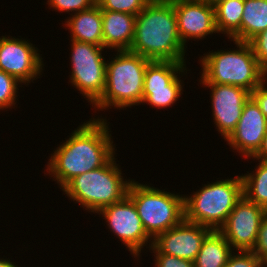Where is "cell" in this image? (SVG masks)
I'll use <instances>...</instances> for the list:
<instances>
[{
    "instance_id": "cell-1",
    "label": "cell",
    "mask_w": 267,
    "mask_h": 267,
    "mask_svg": "<svg viewBox=\"0 0 267 267\" xmlns=\"http://www.w3.org/2000/svg\"><path fill=\"white\" fill-rule=\"evenodd\" d=\"M105 119L84 122L54 151L47 172L62 189L75 176L104 166L115 148Z\"/></svg>"
},
{
    "instance_id": "cell-2",
    "label": "cell",
    "mask_w": 267,
    "mask_h": 267,
    "mask_svg": "<svg viewBox=\"0 0 267 267\" xmlns=\"http://www.w3.org/2000/svg\"><path fill=\"white\" fill-rule=\"evenodd\" d=\"M151 61L185 62L183 45L172 3L149 2L136 16L129 50Z\"/></svg>"
},
{
    "instance_id": "cell-3",
    "label": "cell",
    "mask_w": 267,
    "mask_h": 267,
    "mask_svg": "<svg viewBox=\"0 0 267 267\" xmlns=\"http://www.w3.org/2000/svg\"><path fill=\"white\" fill-rule=\"evenodd\" d=\"M237 50H218L203 54L201 83L234 85L250 93L264 80L267 72L258 64L249 43L233 40Z\"/></svg>"
},
{
    "instance_id": "cell-4",
    "label": "cell",
    "mask_w": 267,
    "mask_h": 267,
    "mask_svg": "<svg viewBox=\"0 0 267 267\" xmlns=\"http://www.w3.org/2000/svg\"><path fill=\"white\" fill-rule=\"evenodd\" d=\"M150 61L129 50L117 51L115 58L106 64L105 90L94 106L102 110L141 104L144 75Z\"/></svg>"
},
{
    "instance_id": "cell-5",
    "label": "cell",
    "mask_w": 267,
    "mask_h": 267,
    "mask_svg": "<svg viewBox=\"0 0 267 267\" xmlns=\"http://www.w3.org/2000/svg\"><path fill=\"white\" fill-rule=\"evenodd\" d=\"M131 182L132 180L124 181L113 156L104 166L75 176L62 190L89 212L98 213L101 209L122 201L127 196Z\"/></svg>"
},
{
    "instance_id": "cell-6",
    "label": "cell",
    "mask_w": 267,
    "mask_h": 267,
    "mask_svg": "<svg viewBox=\"0 0 267 267\" xmlns=\"http://www.w3.org/2000/svg\"><path fill=\"white\" fill-rule=\"evenodd\" d=\"M216 180L190 197L184 196L185 220L218 231L243 197L241 176Z\"/></svg>"
},
{
    "instance_id": "cell-7",
    "label": "cell",
    "mask_w": 267,
    "mask_h": 267,
    "mask_svg": "<svg viewBox=\"0 0 267 267\" xmlns=\"http://www.w3.org/2000/svg\"><path fill=\"white\" fill-rule=\"evenodd\" d=\"M127 196L135 204L144 230L153 240L185 219L182 195H175L132 180Z\"/></svg>"
},
{
    "instance_id": "cell-8",
    "label": "cell",
    "mask_w": 267,
    "mask_h": 267,
    "mask_svg": "<svg viewBox=\"0 0 267 267\" xmlns=\"http://www.w3.org/2000/svg\"><path fill=\"white\" fill-rule=\"evenodd\" d=\"M70 82L93 105L105 90L106 64L103 46L71 40Z\"/></svg>"
},
{
    "instance_id": "cell-9",
    "label": "cell",
    "mask_w": 267,
    "mask_h": 267,
    "mask_svg": "<svg viewBox=\"0 0 267 267\" xmlns=\"http://www.w3.org/2000/svg\"><path fill=\"white\" fill-rule=\"evenodd\" d=\"M185 62L150 61L146 67L143 84L142 104L165 108L174 104L183 91L177 73L186 70Z\"/></svg>"
},
{
    "instance_id": "cell-10",
    "label": "cell",
    "mask_w": 267,
    "mask_h": 267,
    "mask_svg": "<svg viewBox=\"0 0 267 267\" xmlns=\"http://www.w3.org/2000/svg\"><path fill=\"white\" fill-rule=\"evenodd\" d=\"M267 210L247 200L244 196L236 203L224 225L218 230L236 249L252 251Z\"/></svg>"
},
{
    "instance_id": "cell-11",
    "label": "cell",
    "mask_w": 267,
    "mask_h": 267,
    "mask_svg": "<svg viewBox=\"0 0 267 267\" xmlns=\"http://www.w3.org/2000/svg\"><path fill=\"white\" fill-rule=\"evenodd\" d=\"M98 214L103 215L111 232L118 236L135 258L140 255L141 248L152 240L144 230L135 204L128 196L101 209Z\"/></svg>"
},
{
    "instance_id": "cell-12",
    "label": "cell",
    "mask_w": 267,
    "mask_h": 267,
    "mask_svg": "<svg viewBox=\"0 0 267 267\" xmlns=\"http://www.w3.org/2000/svg\"><path fill=\"white\" fill-rule=\"evenodd\" d=\"M38 48L25 39L14 37L0 38V70L18 79L21 83H30L42 72L43 61ZM31 80V81H30Z\"/></svg>"
},
{
    "instance_id": "cell-13",
    "label": "cell",
    "mask_w": 267,
    "mask_h": 267,
    "mask_svg": "<svg viewBox=\"0 0 267 267\" xmlns=\"http://www.w3.org/2000/svg\"><path fill=\"white\" fill-rule=\"evenodd\" d=\"M211 89L212 116L218 131L227 139L236 129L242 115L244 104L251 97V93L234 85L202 83Z\"/></svg>"
},
{
    "instance_id": "cell-14",
    "label": "cell",
    "mask_w": 267,
    "mask_h": 267,
    "mask_svg": "<svg viewBox=\"0 0 267 267\" xmlns=\"http://www.w3.org/2000/svg\"><path fill=\"white\" fill-rule=\"evenodd\" d=\"M212 230L183 220L171 229L159 234L152 245L160 252L178 258L195 261L203 240Z\"/></svg>"
},
{
    "instance_id": "cell-15",
    "label": "cell",
    "mask_w": 267,
    "mask_h": 267,
    "mask_svg": "<svg viewBox=\"0 0 267 267\" xmlns=\"http://www.w3.org/2000/svg\"><path fill=\"white\" fill-rule=\"evenodd\" d=\"M267 131V118L259 106L250 97L244 104L242 115L236 129L225 140L229 146L242 153L245 158H251L261 146Z\"/></svg>"
},
{
    "instance_id": "cell-16",
    "label": "cell",
    "mask_w": 267,
    "mask_h": 267,
    "mask_svg": "<svg viewBox=\"0 0 267 267\" xmlns=\"http://www.w3.org/2000/svg\"><path fill=\"white\" fill-rule=\"evenodd\" d=\"M177 18L178 33L184 46L187 39H203L218 33L214 6L191 0L173 2Z\"/></svg>"
},
{
    "instance_id": "cell-17",
    "label": "cell",
    "mask_w": 267,
    "mask_h": 267,
    "mask_svg": "<svg viewBox=\"0 0 267 267\" xmlns=\"http://www.w3.org/2000/svg\"><path fill=\"white\" fill-rule=\"evenodd\" d=\"M103 47L116 51L130 50L135 31L136 16L127 13L101 10Z\"/></svg>"
},
{
    "instance_id": "cell-18",
    "label": "cell",
    "mask_w": 267,
    "mask_h": 267,
    "mask_svg": "<svg viewBox=\"0 0 267 267\" xmlns=\"http://www.w3.org/2000/svg\"><path fill=\"white\" fill-rule=\"evenodd\" d=\"M71 15L65 22L71 40L103 46L102 12L98 4Z\"/></svg>"
},
{
    "instance_id": "cell-19",
    "label": "cell",
    "mask_w": 267,
    "mask_h": 267,
    "mask_svg": "<svg viewBox=\"0 0 267 267\" xmlns=\"http://www.w3.org/2000/svg\"><path fill=\"white\" fill-rule=\"evenodd\" d=\"M219 231H211L203 240L194 261L195 267H224L234 252Z\"/></svg>"
},
{
    "instance_id": "cell-20",
    "label": "cell",
    "mask_w": 267,
    "mask_h": 267,
    "mask_svg": "<svg viewBox=\"0 0 267 267\" xmlns=\"http://www.w3.org/2000/svg\"><path fill=\"white\" fill-rule=\"evenodd\" d=\"M218 33L227 34L232 40L241 41V20L244 0H221L214 6Z\"/></svg>"
},
{
    "instance_id": "cell-21",
    "label": "cell",
    "mask_w": 267,
    "mask_h": 267,
    "mask_svg": "<svg viewBox=\"0 0 267 267\" xmlns=\"http://www.w3.org/2000/svg\"><path fill=\"white\" fill-rule=\"evenodd\" d=\"M265 29H267V0H244L241 41L248 43Z\"/></svg>"
},
{
    "instance_id": "cell-22",
    "label": "cell",
    "mask_w": 267,
    "mask_h": 267,
    "mask_svg": "<svg viewBox=\"0 0 267 267\" xmlns=\"http://www.w3.org/2000/svg\"><path fill=\"white\" fill-rule=\"evenodd\" d=\"M259 162L255 173L241 175L243 196L267 210V162Z\"/></svg>"
},
{
    "instance_id": "cell-23",
    "label": "cell",
    "mask_w": 267,
    "mask_h": 267,
    "mask_svg": "<svg viewBox=\"0 0 267 267\" xmlns=\"http://www.w3.org/2000/svg\"><path fill=\"white\" fill-rule=\"evenodd\" d=\"M149 3V0H97L101 10L127 13L137 16Z\"/></svg>"
},
{
    "instance_id": "cell-24",
    "label": "cell",
    "mask_w": 267,
    "mask_h": 267,
    "mask_svg": "<svg viewBox=\"0 0 267 267\" xmlns=\"http://www.w3.org/2000/svg\"><path fill=\"white\" fill-rule=\"evenodd\" d=\"M18 84L22 83L15 77L0 70V110L10 108L16 104Z\"/></svg>"
},
{
    "instance_id": "cell-25",
    "label": "cell",
    "mask_w": 267,
    "mask_h": 267,
    "mask_svg": "<svg viewBox=\"0 0 267 267\" xmlns=\"http://www.w3.org/2000/svg\"><path fill=\"white\" fill-rule=\"evenodd\" d=\"M48 5L61 12H80L97 4V0H48Z\"/></svg>"
},
{
    "instance_id": "cell-26",
    "label": "cell",
    "mask_w": 267,
    "mask_h": 267,
    "mask_svg": "<svg viewBox=\"0 0 267 267\" xmlns=\"http://www.w3.org/2000/svg\"><path fill=\"white\" fill-rule=\"evenodd\" d=\"M258 64L267 72V29L253 37L249 42Z\"/></svg>"
},
{
    "instance_id": "cell-27",
    "label": "cell",
    "mask_w": 267,
    "mask_h": 267,
    "mask_svg": "<svg viewBox=\"0 0 267 267\" xmlns=\"http://www.w3.org/2000/svg\"><path fill=\"white\" fill-rule=\"evenodd\" d=\"M149 247L153 253L156 254L155 256V266L156 267H195V263L193 261L178 258L173 255L160 253L153 245L152 241L149 243Z\"/></svg>"
},
{
    "instance_id": "cell-28",
    "label": "cell",
    "mask_w": 267,
    "mask_h": 267,
    "mask_svg": "<svg viewBox=\"0 0 267 267\" xmlns=\"http://www.w3.org/2000/svg\"><path fill=\"white\" fill-rule=\"evenodd\" d=\"M231 254L224 267H258L260 259L252 251H237Z\"/></svg>"
},
{
    "instance_id": "cell-29",
    "label": "cell",
    "mask_w": 267,
    "mask_h": 267,
    "mask_svg": "<svg viewBox=\"0 0 267 267\" xmlns=\"http://www.w3.org/2000/svg\"><path fill=\"white\" fill-rule=\"evenodd\" d=\"M252 252L260 259L261 263H267V212L262 219L256 246Z\"/></svg>"
},
{
    "instance_id": "cell-30",
    "label": "cell",
    "mask_w": 267,
    "mask_h": 267,
    "mask_svg": "<svg viewBox=\"0 0 267 267\" xmlns=\"http://www.w3.org/2000/svg\"><path fill=\"white\" fill-rule=\"evenodd\" d=\"M265 81L266 80L251 92V98L256 102L261 112L267 118V86H265L267 82Z\"/></svg>"
},
{
    "instance_id": "cell-31",
    "label": "cell",
    "mask_w": 267,
    "mask_h": 267,
    "mask_svg": "<svg viewBox=\"0 0 267 267\" xmlns=\"http://www.w3.org/2000/svg\"><path fill=\"white\" fill-rule=\"evenodd\" d=\"M253 159L258 161L267 162V131L265 136L263 137L261 146L258 151L252 156Z\"/></svg>"
},
{
    "instance_id": "cell-32",
    "label": "cell",
    "mask_w": 267,
    "mask_h": 267,
    "mask_svg": "<svg viewBox=\"0 0 267 267\" xmlns=\"http://www.w3.org/2000/svg\"><path fill=\"white\" fill-rule=\"evenodd\" d=\"M11 260L9 259H0V267H16L15 263L10 262Z\"/></svg>"
},
{
    "instance_id": "cell-33",
    "label": "cell",
    "mask_w": 267,
    "mask_h": 267,
    "mask_svg": "<svg viewBox=\"0 0 267 267\" xmlns=\"http://www.w3.org/2000/svg\"><path fill=\"white\" fill-rule=\"evenodd\" d=\"M195 2H201V3H206L208 5L215 6L217 3H219L221 0H191Z\"/></svg>"
},
{
    "instance_id": "cell-34",
    "label": "cell",
    "mask_w": 267,
    "mask_h": 267,
    "mask_svg": "<svg viewBox=\"0 0 267 267\" xmlns=\"http://www.w3.org/2000/svg\"><path fill=\"white\" fill-rule=\"evenodd\" d=\"M180 0H149V2L173 3Z\"/></svg>"
},
{
    "instance_id": "cell-35",
    "label": "cell",
    "mask_w": 267,
    "mask_h": 267,
    "mask_svg": "<svg viewBox=\"0 0 267 267\" xmlns=\"http://www.w3.org/2000/svg\"><path fill=\"white\" fill-rule=\"evenodd\" d=\"M258 267H267L266 263H261Z\"/></svg>"
}]
</instances>
